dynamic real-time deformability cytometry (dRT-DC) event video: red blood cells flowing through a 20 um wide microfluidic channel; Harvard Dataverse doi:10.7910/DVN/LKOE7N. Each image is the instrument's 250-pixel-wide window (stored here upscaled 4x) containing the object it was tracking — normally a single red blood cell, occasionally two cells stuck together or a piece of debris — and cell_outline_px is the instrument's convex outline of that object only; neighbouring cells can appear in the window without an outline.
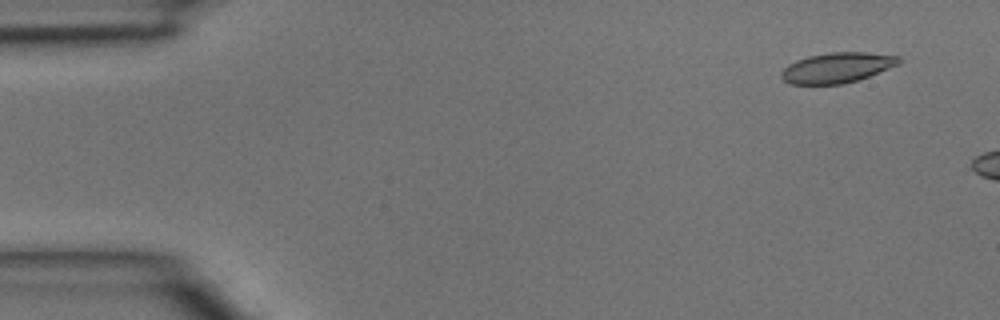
{"species": "common noctule bat (a hibernating species)", "species_latin": "Nyctalus noctula", "temperature_condition": "room temperature", "stored_images_in_passage": 2, "camera_frame_rate_fps": 3000, "um_per_image_px": 0.085, "animal": {"sex": "male", "body_mass_g": 15.6}, "frame": {"image": 1, "passage_image": 1, "time_ms": 0.0, "image_size_px": [1000, 320], "cell_outline_px": [[900, 64], [868, 76], [844, 84], [792, 84], [784, 80], [780, 76], [780, 72], [788, 64], [796, 60], [808, 56], [828, 52], [868, 52], [900, 56]], "centroid_in_image_um": [71.14, 5.74], "position_along_channel_um": 13.9, "area_um2": 20.75}}